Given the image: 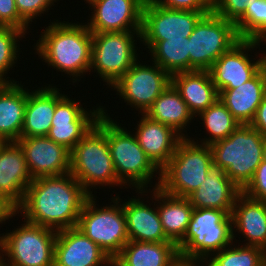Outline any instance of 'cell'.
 I'll use <instances>...</instances> for the list:
<instances>
[{"instance_id": "obj_1", "label": "cell", "mask_w": 266, "mask_h": 266, "mask_svg": "<svg viewBox=\"0 0 266 266\" xmlns=\"http://www.w3.org/2000/svg\"><path fill=\"white\" fill-rule=\"evenodd\" d=\"M90 195L69 172L33 179L22 203L16 208L27 222L56 231L76 227Z\"/></svg>"}, {"instance_id": "obj_2", "label": "cell", "mask_w": 266, "mask_h": 266, "mask_svg": "<svg viewBox=\"0 0 266 266\" xmlns=\"http://www.w3.org/2000/svg\"><path fill=\"white\" fill-rule=\"evenodd\" d=\"M40 35L34 49L48 66L72 76L73 83L90 73L92 33L86 24L56 20Z\"/></svg>"}, {"instance_id": "obj_3", "label": "cell", "mask_w": 266, "mask_h": 266, "mask_svg": "<svg viewBox=\"0 0 266 266\" xmlns=\"http://www.w3.org/2000/svg\"><path fill=\"white\" fill-rule=\"evenodd\" d=\"M70 173L90 196L94 195L92 187L124 186L117 179L113 166L107 141V116L104 114L70 151Z\"/></svg>"}, {"instance_id": "obj_4", "label": "cell", "mask_w": 266, "mask_h": 266, "mask_svg": "<svg viewBox=\"0 0 266 266\" xmlns=\"http://www.w3.org/2000/svg\"><path fill=\"white\" fill-rule=\"evenodd\" d=\"M264 138L251 125L240 124L227 138L209 145L213 167L225 171L242 191L262 162Z\"/></svg>"}, {"instance_id": "obj_5", "label": "cell", "mask_w": 266, "mask_h": 266, "mask_svg": "<svg viewBox=\"0 0 266 266\" xmlns=\"http://www.w3.org/2000/svg\"><path fill=\"white\" fill-rule=\"evenodd\" d=\"M103 107V114L107 116V141L113 166L117 179L123 185L136 188V193L144 194L151 184V179L158 173V183L160 184V170L147 157L134 134L119 126V123L112 120ZM147 187V188H146ZM146 188V189H145Z\"/></svg>"}, {"instance_id": "obj_6", "label": "cell", "mask_w": 266, "mask_h": 266, "mask_svg": "<svg viewBox=\"0 0 266 266\" xmlns=\"http://www.w3.org/2000/svg\"><path fill=\"white\" fill-rule=\"evenodd\" d=\"M183 137L170 161L160 170V188L166 194L187 197L206 179L213 167L209 145Z\"/></svg>"}, {"instance_id": "obj_7", "label": "cell", "mask_w": 266, "mask_h": 266, "mask_svg": "<svg viewBox=\"0 0 266 266\" xmlns=\"http://www.w3.org/2000/svg\"><path fill=\"white\" fill-rule=\"evenodd\" d=\"M233 242L231 215L219 209L194 208L187 232L177 249L184 264L189 259L210 258Z\"/></svg>"}, {"instance_id": "obj_8", "label": "cell", "mask_w": 266, "mask_h": 266, "mask_svg": "<svg viewBox=\"0 0 266 266\" xmlns=\"http://www.w3.org/2000/svg\"><path fill=\"white\" fill-rule=\"evenodd\" d=\"M23 221L19 228L0 236V266H54L57 231Z\"/></svg>"}, {"instance_id": "obj_9", "label": "cell", "mask_w": 266, "mask_h": 266, "mask_svg": "<svg viewBox=\"0 0 266 266\" xmlns=\"http://www.w3.org/2000/svg\"><path fill=\"white\" fill-rule=\"evenodd\" d=\"M94 197L86 200L76 227L113 260L129 241L121 198L113 197L114 205L99 208Z\"/></svg>"}, {"instance_id": "obj_10", "label": "cell", "mask_w": 266, "mask_h": 266, "mask_svg": "<svg viewBox=\"0 0 266 266\" xmlns=\"http://www.w3.org/2000/svg\"><path fill=\"white\" fill-rule=\"evenodd\" d=\"M135 34L138 40L141 39V31L92 33L90 71H97L109 87L138 60Z\"/></svg>"}, {"instance_id": "obj_11", "label": "cell", "mask_w": 266, "mask_h": 266, "mask_svg": "<svg viewBox=\"0 0 266 266\" xmlns=\"http://www.w3.org/2000/svg\"><path fill=\"white\" fill-rule=\"evenodd\" d=\"M190 71H208L240 38L235 24L213 11L204 15L189 36Z\"/></svg>"}, {"instance_id": "obj_12", "label": "cell", "mask_w": 266, "mask_h": 266, "mask_svg": "<svg viewBox=\"0 0 266 266\" xmlns=\"http://www.w3.org/2000/svg\"><path fill=\"white\" fill-rule=\"evenodd\" d=\"M154 65V66H152ZM142 65L137 60L111 87L127 104L145 114L153 102L171 83V76L153 62Z\"/></svg>"}, {"instance_id": "obj_13", "label": "cell", "mask_w": 266, "mask_h": 266, "mask_svg": "<svg viewBox=\"0 0 266 266\" xmlns=\"http://www.w3.org/2000/svg\"><path fill=\"white\" fill-rule=\"evenodd\" d=\"M55 86V111L47 137L72 150L103 114V106L90 112Z\"/></svg>"}, {"instance_id": "obj_14", "label": "cell", "mask_w": 266, "mask_h": 266, "mask_svg": "<svg viewBox=\"0 0 266 266\" xmlns=\"http://www.w3.org/2000/svg\"><path fill=\"white\" fill-rule=\"evenodd\" d=\"M210 12L173 10L145 0L140 40L189 38L199 20Z\"/></svg>"}, {"instance_id": "obj_15", "label": "cell", "mask_w": 266, "mask_h": 266, "mask_svg": "<svg viewBox=\"0 0 266 266\" xmlns=\"http://www.w3.org/2000/svg\"><path fill=\"white\" fill-rule=\"evenodd\" d=\"M260 43L240 39L212 64L208 71L218 92L239 87L262 69L261 56L255 62L248 56V52L258 48Z\"/></svg>"}, {"instance_id": "obj_16", "label": "cell", "mask_w": 266, "mask_h": 266, "mask_svg": "<svg viewBox=\"0 0 266 266\" xmlns=\"http://www.w3.org/2000/svg\"><path fill=\"white\" fill-rule=\"evenodd\" d=\"M85 1L94 9L86 24L91 33L141 31L145 0Z\"/></svg>"}, {"instance_id": "obj_17", "label": "cell", "mask_w": 266, "mask_h": 266, "mask_svg": "<svg viewBox=\"0 0 266 266\" xmlns=\"http://www.w3.org/2000/svg\"><path fill=\"white\" fill-rule=\"evenodd\" d=\"M28 170L32 179L60 176L70 172V150L47 136L21 137Z\"/></svg>"}, {"instance_id": "obj_18", "label": "cell", "mask_w": 266, "mask_h": 266, "mask_svg": "<svg viewBox=\"0 0 266 266\" xmlns=\"http://www.w3.org/2000/svg\"><path fill=\"white\" fill-rule=\"evenodd\" d=\"M111 266L112 259L77 227L57 231L54 266Z\"/></svg>"}, {"instance_id": "obj_19", "label": "cell", "mask_w": 266, "mask_h": 266, "mask_svg": "<svg viewBox=\"0 0 266 266\" xmlns=\"http://www.w3.org/2000/svg\"><path fill=\"white\" fill-rule=\"evenodd\" d=\"M32 180L22 147L6 142L0 149V197L17 208Z\"/></svg>"}, {"instance_id": "obj_20", "label": "cell", "mask_w": 266, "mask_h": 266, "mask_svg": "<svg viewBox=\"0 0 266 266\" xmlns=\"http://www.w3.org/2000/svg\"><path fill=\"white\" fill-rule=\"evenodd\" d=\"M141 115L134 134L147 157L161 170L170 161L183 137L173 128Z\"/></svg>"}, {"instance_id": "obj_21", "label": "cell", "mask_w": 266, "mask_h": 266, "mask_svg": "<svg viewBox=\"0 0 266 266\" xmlns=\"http://www.w3.org/2000/svg\"><path fill=\"white\" fill-rule=\"evenodd\" d=\"M241 193L225 171L212 167L206 179L186 198L195 209H219L231 215L235 201Z\"/></svg>"}, {"instance_id": "obj_22", "label": "cell", "mask_w": 266, "mask_h": 266, "mask_svg": "<svg viewBox=\"0 0 266 266\" xmlns=\"http://www.w3.org/2000/svg\"><path fill=\"white\" fill-rule=\"evenodd\" d=\"M174 242H140L129 240L112 260L111 266H181Z\"/></svg>"}, {"instance_id": "obj_23", "label": "cell", "mask_w": 266, "mask_h": 266, "mask_svg": "<svg viewBox=\"0 0 266 266\" xmlns=\"http://www.w3.org/2000/svg\"><path fill=\"white\" fill-rule=\"evenodd\" d=\"M265 95L266 74L262 68L239 87L220 91L219 99L240 124L250 125Z\"/></svg>"}, {"instance_id": "obj_24", "label": "cell", "mask_w": 266, "mask_h": 266, "mask_svg": "<svg viewBox=\"0 0 266 266\" xmlns=\"http://www.w3.org/2000/svg\"><path fill=\"white\" fill-rule=\"evenodd\" d=\"M233 240L234 230L248 241L246 246L264 248L266 246V201H257L241 193L232 210Z\"/></svg>"}, {"instance_id": "obj_25", "label": "cell", "mask_w": 266, "mask_h": 266, "mask_svg": "<svg viewBox=\"0 0 266 266\" xmlns=\"http://www.w3.org/2000/svg\"><path fill=\"white\" fill-rule=\"evenodd\" d=\"M126 219L129 240L140 242H172L163 230L156 208L144 203L141 198H130L120 201Z\"/></svg>"}, {"instance_id": "obj_26", "label": "cell", "mask_w": 266, "mask_h": 266, "mask_svg": "<svg viewBox=\"0 0 266 266\" xmlns=\"http://www.w3.org/2000/svg\"><path fill=\"white\" fill-rule=\"evenodd\" d=\"M171 83L179 91L194 117L219 99V92L209 71L180 72L171 76Z\"/></svg>"}, {"instance_id": "obj_27", "label": "cell", "mask_w": 266, "mask_h": 266, "mask_svg": "<svg viewBox=\"0 0 266 266\" xmlns=\"http://www.w3.org/2000/svg\"><path fill=\"white\" fill-rule=\"evenodd\" d=\"M18 83L0 87V140L18 141L24 124L27 89Z\"/></svg>"}, {"instance_id": "obj_28", "label": "cell", "mask_w": 266, "mask_h": 266, "mask_svg": "<svg viewBox=\"0 0 266 266\" xmlns=\"http://www.w3.org/2000/svg\"><path fill=\"white\" fill-rule=\"evenodd\" d=\"M151 192V197L159 203L157 210L164 233L177 245L187 232L194 208L185 197L166 194L158 187L153 188Z\"/></svg>"}, {"instance_id": "obj_29", "label": "cell", "mask_w": 266, "mask_h": 266, "mask_svg": "<svg viewBox=\"0 0 266 266\" xmlns=\"http://www.w3.org/2000/svg\"><path fill=\"white\" fill-rule=\"evenodd\" d=\"M55 111V87L27 91L24 124L21 137L47 136Z\"/></svg>"}, {"instance_id": "obj_30", "label": "cell", "mask_w": 266, "mask_h": 266, "mask_svg": "<svg viewBox=\"0 0 266 266\" xmlns=\"http://www.w3.org/2000/svg\"><path fill=\"white\" fill-rule=\"evenodd\" d=\"M145 115L173 128L182 137H189L182 132L194 116L172 83L153 102Z\"/></svg>"}, {"instance_id": "obj_31", "label": "cell", "mask_w": 266, "mask_h": 266, "mask_svg": "<svg viewBox=\"0 0 266 266\" xmlns=\"http://www.w3.org/2000/svg\"><path fill=\"white\" fill-rule=\"evenodd\" d=\"M151 53L153 62L170 76L190 72L189 39L140 40Z\"/></svg>"}, {"instance_id": "obj_32", "label": "cell", "mask_w": 266, "mask_h": 266, "mask_svg": "<svg viewBox=\"0 0 266 266\" xmlns=\"http://www.w3.org/2000/svg\"><path fill=\"white\" fill-rule=\"evenodd\" d=\"M198 117L210 135L199 141L205 145L227 138L240 125L220 99L202 111Z\"/></svg>"}, {"instance_id": "obj_33", "label": "cell", "mask_w": 266, "mask_h": 266, "mask_svg": "<svg viewBox=\"0 0 266 266\" xmlns=\"http://www.w3.org/2000/svg\"><path fill=\"white\" fill-rule=\"evenodd\" d=\"M240 39L266 42V0H253L245 14L235 23Z\"/></svg>"}, {"instance_id": "obj_34", "label": "cell", "mask_w": 266, "mask_h": 266, "mask_svg": "<svg viewBox=\"0 0 266 266\" xmlns=\"http://www.w3.org/2000/svg\"><path fill=\"white\" fill-rule=\"evenodd\" d=\"M230 246L212 254L210 258L218 266H264L262 248L246 245Z\"/></svg>"}, {"instance_id": "obj_35", "label": "cell", "mask_w": 266, "mask_h": 266, "mask_svg": "<svg viewBox=\"0 0 266 266\" xmlns=\"http://www.w3.org/2000/svg\"><path fill=\"white\" fill-rule=\"evenodd\" d=\"M27 32L14 27H0V78L5 83H17V81L12 79H7L6 74H8L10 68L17 62L19 49L18 40L24 37ZM16 61V62H15Z\"/></svg>"}, {"instance_id": "obj_36", "label": "cell", "mask_w": 266, "mask_h": 266, "mask_svg": "<svg viewBox=\"0 0 266 266\" xmlns=\"http://www.w3.org/2000/svg\"><path fill=\"white\" fill-rule=\"evenodd\" d=\"M250 1L253 0H212V11L235 24L245 14Z\"/></svg>"}, {"instance_id": "obj_37", "label": "cell", "mask_w": 266, "mask_h": 266, "mask_svg": "<svg viewBox=\"0 0 266 266\" xmlns=\"http://www.w3.org/2000/svg\"><path fill=\"white\" fill-rule=\"evenodd\" d=\"M54 2H56V0H15L19 16L28 25H30L29 23L32 22L37 15L41 16L44 12H49L48 10Z\"/></svg>"}, {"instance_id": "obj_38", "label": "cell", "mask_w": 266, "mask_h": 266, "mask_svg": "<svg viewBox=\"0 0 266 266\" xmlns=\"http://www.w3.org/2000/svg\"><path fill=\"white\" fill-rule=\"evenodd\" d=\"M28 26L19 16L15 0H0V27H14L26 32Z\"/></svg>"}, {"instance_id": "obj_39", "label": "cell", "mask_w": 266, "mask_h": 266, "mask_svg": "<svg viewBox=\"0 0 266 266\" xmlns=\"http://www.w3.org/2000/svg\"><path fill=\"white\" fill-rule=\"evenodd\" d=\"M248 198L257 201H266V162L257 167L252 180L242 190Z\"/></svg>"}, {"instance_id": "obj_40", "label": "cell", "mask_w": 266, "mask_h": 266, "mask_svg": "<svg viewBox=\"0 0 266 266\" xmlns=\"http://www.w3.org/2000/svg\"><path fill=\"white\" fill-rule=\"evenodd\" d=\"M153 4L173 9V10H187L211 12L212 0H150Z\"/></svg>"}, {"instance_id": "obj_41", "label": "cell", "mask_w": 266, "mask_h": 266, "mask_svg": "<svg viewBox=\"0 0 266 266\" xmlns=\"http://www.w3.org/2000/svg\"><path fill=\"white\" fill-rule=\"evenodd\" d=\"M250 125L266 138V95L257 108L255 117Z\"/></svg>"}, {"instance_id": "obj_42", "label": "cell", "mask_w": 266, "mask_h": 266, "mask_svg": "<svg viewBox=\"0 0 266 266\" xmlns=\"http://www.w3.org/2000/svg\"><path fill=\"white\" fill-rule=\"evenodd\" d=\"M16 214V208L5 198L0 197V223L5 222L9 218H13Z\"/></svg>"}, {"instance_id": "obj_43", "label": "cell", "mask_w": 266, "mask_h": 266, "mask_svg": "<svg viewBox=\"0 0 266 266\" xmlns=\"http://www.w3.org/2000/svg\"><path fill=\"white\" fill-rule=\"evenodd\" d=\"M200 263H205L206 266H218L211 258H209V261H208V258H194V259H189L184 264L186 266H202V265H200Z\"/></svg>"}, {"instance_id": "obj_44", "label": "cell", "mask_w": 266, "mask_h": 266, "mask_svg": "<svg viewBox=\"0 0 266 266\" xmlns=\"http://www.w3.org/2000/svg\"><path fill=\"white\" fill-rule=\"evenodd\" d=\"M261 56H262V68L264 69L266 74V54L263 52V54L261 53Z\"/></svg>"}, {"instance_id": "obj_45", "label": "cell", "mask_w": 266, "mask_h": 266, "mask_svg": "<svg viewBox=\"0 0 266 266\" xmlns=\"http://www.w3.org/2000/svg\"><path fill=\"white\" fill-rule=\"evenodd\" d=\"M263 162H266V138H264V145H263Z\"/></svg>"}, {"instance_id": "obj_46", "label": "cell", "mask_w": 266, "mask_h": 266, "mask_svg": "<svg viewBox=\"0 0 266 266\" xmlns=\"http://www.w3.org/2000/svg\"><path fill=\"white\" fill-rule=\"evenodd\" d=\"M264 266H266V246L263 248Z\"/></svg>"}, {"instance_id": "obj_47", "label": "cell", "mask_w": 266, "mask_h": 266, "mask_svg": "<svg viewBox=\"0 0 266 266\" xmlns=\"http://www.w3.org/2000/svg\"><path fill=\"white\" fill-rule=\"evenodd\" d=\"M6 142H7V141L0 140V149L2 148V146H3Z\"/></svg>"}, {"instance_id": "obj_48", "label": "cell", "mask_w": 266, "mask_h": 266, "mask_svg": "<svg viewBox=\"0 0 266 266\" xmlns=\"http://www.w3.org/2000/svg\"><path fill=\"white\" fill-rule=\"evenodd\" d=\"M5 82L0 78V87L4 84Z\"/></svg>"}]
</instances>
